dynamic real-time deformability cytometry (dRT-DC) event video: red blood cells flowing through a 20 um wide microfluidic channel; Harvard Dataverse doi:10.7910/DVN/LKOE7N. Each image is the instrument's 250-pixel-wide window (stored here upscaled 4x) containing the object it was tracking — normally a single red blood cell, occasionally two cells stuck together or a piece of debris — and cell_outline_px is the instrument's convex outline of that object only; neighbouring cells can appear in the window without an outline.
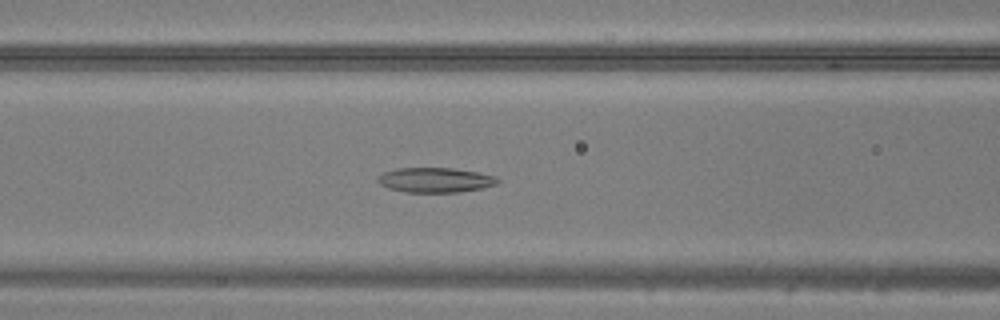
{"species": "common noctule bat (a hibernating species)", "species_latin": "Nyctalus noctula", "temperature_condition": "warm", "stored_images_in_passage": 17, "camera_frame_rate_fps": 3000, "um_per_image_px": 0.085, "animal": {"sex": "male", "body_mass_g": 20.5, "forearm_length_mm": 52.5}, "frame": {"image": 1, "passage_image": 10, "time_ms": 3.0, "image_size_px": [1000, 320], "cell_outline_px": [[500, 180], [496, 184], [480, 188], [456, 192], [408, 192], [388, 188], [380, 184], [376, 180], [384, 172], [396, 168], [452, 168], [476, 172], [496, 176]], "centroid_in_image_um": [36.98, 15.29], "position_along_channel_um": 129.6, "area_um2": 17.11}}
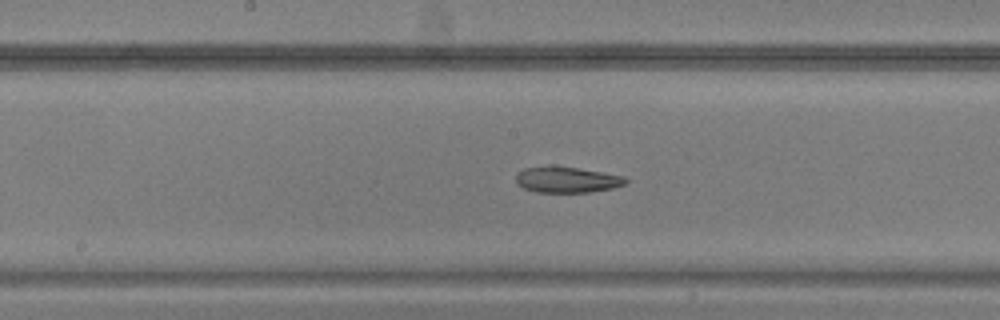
{"frame": {"image": 2, "passage_image": 15, "time_ms": 4.667, "image_size_px": [1000, 320], "cell_outline_px": [[628, 180], [624, 184], [612, 188], [588, 192], [536, 192], [524, 188], [516, 184], [516, 172], [524, 168], [576, 168], [624, 176]], "centroid_in_image_um": [48.17, 15.3], "position_along_channel_um": 200.0, "area_um2": 15.95}}